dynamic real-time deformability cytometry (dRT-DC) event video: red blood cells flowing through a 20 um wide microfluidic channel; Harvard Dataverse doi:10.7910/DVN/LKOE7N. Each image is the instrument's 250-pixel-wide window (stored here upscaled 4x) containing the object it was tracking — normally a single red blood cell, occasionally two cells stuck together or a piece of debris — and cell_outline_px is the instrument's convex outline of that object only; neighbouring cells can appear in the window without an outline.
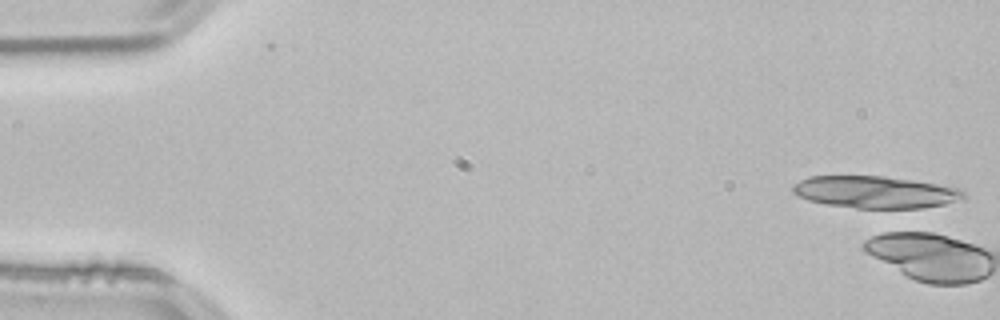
{"species": "common noctule bat (a hibernating species)", "species_latin": "Nyctalus noctula", "temperature_condition": "room temperature", "stored_images_in_passage": 2, "camera_frame_rate_fps": 3000, "um_per_image_px": 0.085, "animal": {"sex": "male", "body_mass_g": 21.5, "forearm_length_mm": 52.0}, "frame": {"image": 1, "passage_image": 2, "time_ms": 0.333, "image_size_px": [1000, 320], "cell_outline_px": [[964, 196], [944, 204], [920, 208], [856, 208], [828, 204], [808, 200], [792, 192], [792, 184], [808, 176], [884, 176], [912, 180], [960, 188], [964, 192]], "centroid_in_image_um": [74.33, 16.32], "position_along_channel_um": 10.7, "area_um2": 31.56}}